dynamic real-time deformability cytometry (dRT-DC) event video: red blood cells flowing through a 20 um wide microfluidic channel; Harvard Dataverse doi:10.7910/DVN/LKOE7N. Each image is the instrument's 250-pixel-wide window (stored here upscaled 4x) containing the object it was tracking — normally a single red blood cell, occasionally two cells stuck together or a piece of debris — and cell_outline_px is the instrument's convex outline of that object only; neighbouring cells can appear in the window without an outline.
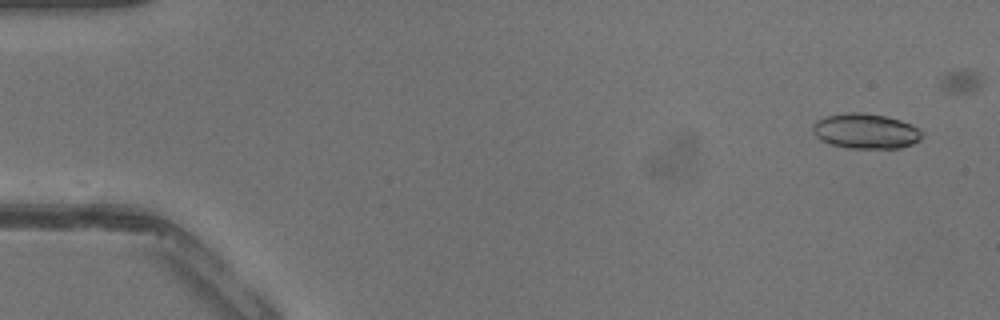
{"species": "common noctule bat (a hibernating species)", "species_latin": "Nyctalus noctula", "temperature_condition": "warm", "stored_images_in_passage": 40, "camera_frame_rate_fps": 3000, "um_per_image_px": 0.085, "animal": {"sex": "male", "body_mass_g": 13.3}, "frame": {"image": 1, "passage_image": 1, "time_ms": 0.0, "image_size_px": [1000, 320], "cell_outline_px": [[924, 136], [920, 140], [912, 144], [900, 148], [848, 148], [832, 144], [820, 140], [816, 136], [812, 128], [812, 124], [816, 120], [824, 116], [848, 112], [860, 112], [884, 116], [900, 120], [912, 124], [924, 132]], "centroid_in_image_um": [73.6, 11.14], "position_along_channel_um": 11.4, "area_um2": 22.54}}
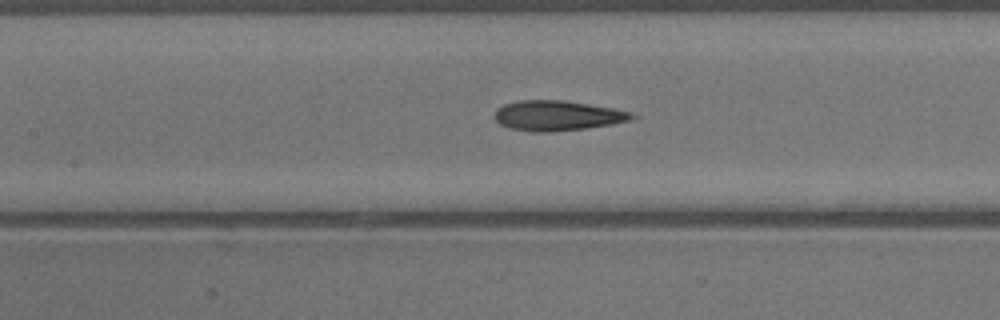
{"frame": {"image": 2, "passage_image": 18, "time_ms": 5.667, "image_size_px": [1000, 320], "cell_outline_px": [[640, 116], [632, 120], [612, 124], [584, 128], [552, 132], [532, 132], [512, 128], [500, 124], [496, 120], [496, 108], [504, 104], [520, 100], [564, 100], [612, 108], [632, 112]], "centroid_in_image_um": [47.42, 9.82], "position_along_channel_um": 160.0, "area_um2": 24.04}}
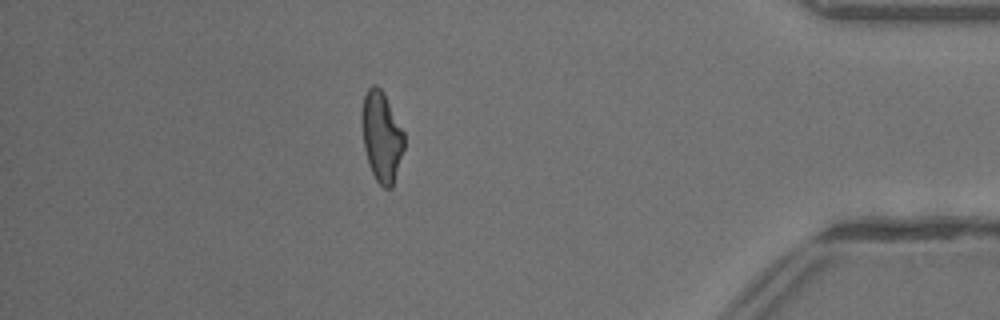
{"frame": {"image": 3, "passage_image": 35, "time_ms": 11.333, "image_size_px": [1000, 320], "cell_outline_px": [[404, 148], [392, 188], [384, 188], [376, 180], [368, 164], [364, 148], [360, 124], [360, 112], [364, 96], [368, 88], [372, 84], [376, 84], [384, 92], [404, 132]], "centroid_in_image_um": [32.41, 11.57], "position_along_channel_um": 402.8, "area_um2": 22.6}}